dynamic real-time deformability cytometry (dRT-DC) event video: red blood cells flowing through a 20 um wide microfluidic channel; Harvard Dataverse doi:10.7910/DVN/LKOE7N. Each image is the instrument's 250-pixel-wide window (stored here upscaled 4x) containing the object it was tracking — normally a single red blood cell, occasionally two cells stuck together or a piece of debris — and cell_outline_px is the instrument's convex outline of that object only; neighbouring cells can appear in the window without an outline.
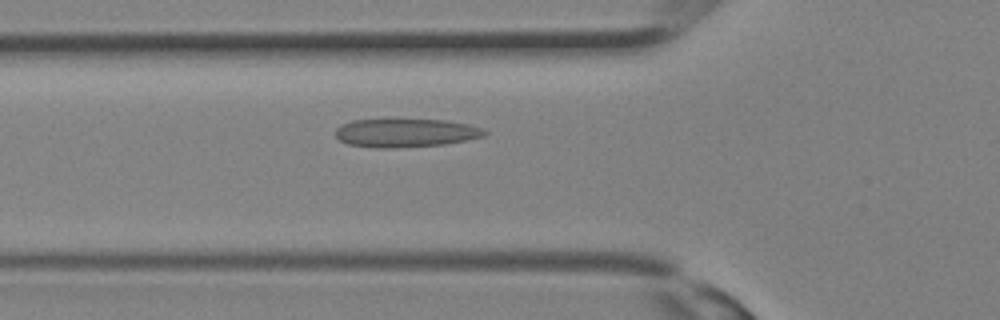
{"species": "Egyptian fruit bat (a non-hibernating species)", "species_latin": "Rousettus aegyptiacus", "temperature_condition": "room temperature", "stored_images_in_passage": 18, "camera_frame_rate_fps": 3000, "um_per_image_px": 0.085, "animal": {"sex": "female"}, "frame": {"image": 1, "passage_image": 8, "time_ms": 2.333, "image_size_px": [1000, 320], "cell_outline_px": [[488, 132], [484, 136], [444, 144], [392, 148], [380, 148], [348, 144], [340, 140], [336, 136], [336, 128], [340, 124], [352, 120], [444, 120], [468, 124], [480, 128]], "centroid_in_image_um": [34.44, 11.29], "position_along_channel_um": 91.4, "area_um2": 24.39}}
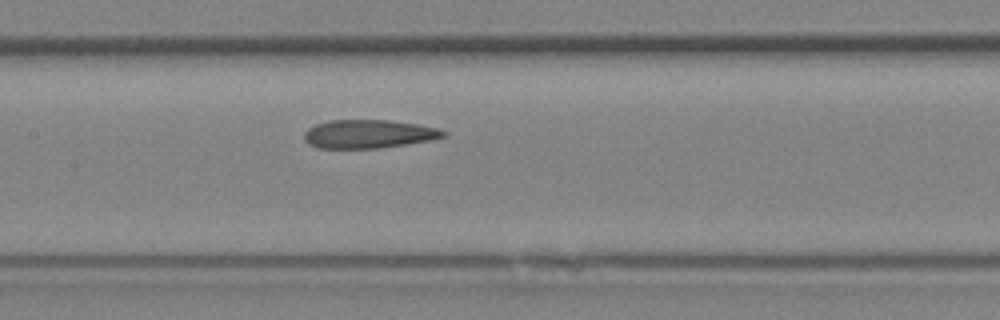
{"frame": {"image": 2, "passage_image": 12, "time_ms": 3.667, "image_size_px": [1000, 320], "cell_outline_px": [[448, 132], [444, 136], [432, 140], [380, 148], [316, 148], [308, 144], [304, 140], [304, 132], [308, 128], [316, 124], [328, 120], [388, 120], [416, 124], [440, 128]], "centroid_in_image_um": [31.32, 11.39], "position_along_channel_um": 176.1, "area_um2": 23.24}}
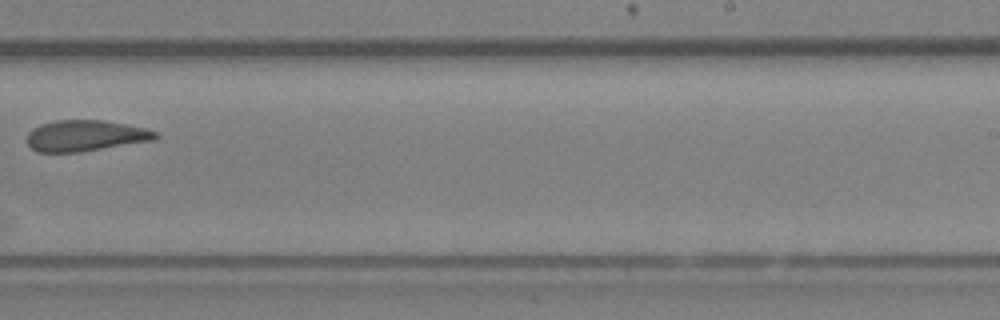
{"frame": {"image": 3, "passage_image": 17, "time_ms": 5.333, "image_size_px": [1000, 320], "cell_outline_px": [[160, 136], [152, 140], [80, 152], [40, 152], [32, 148], [28, 144], [28, 132], [32, 128], [40, 124], [52, 120], [104, 120], [144, 128], [156, 132]], "centroid_in_image_um": [7.22, 11.52], "position_along_channel_um": 281.8, "area_um2": 23.06}}